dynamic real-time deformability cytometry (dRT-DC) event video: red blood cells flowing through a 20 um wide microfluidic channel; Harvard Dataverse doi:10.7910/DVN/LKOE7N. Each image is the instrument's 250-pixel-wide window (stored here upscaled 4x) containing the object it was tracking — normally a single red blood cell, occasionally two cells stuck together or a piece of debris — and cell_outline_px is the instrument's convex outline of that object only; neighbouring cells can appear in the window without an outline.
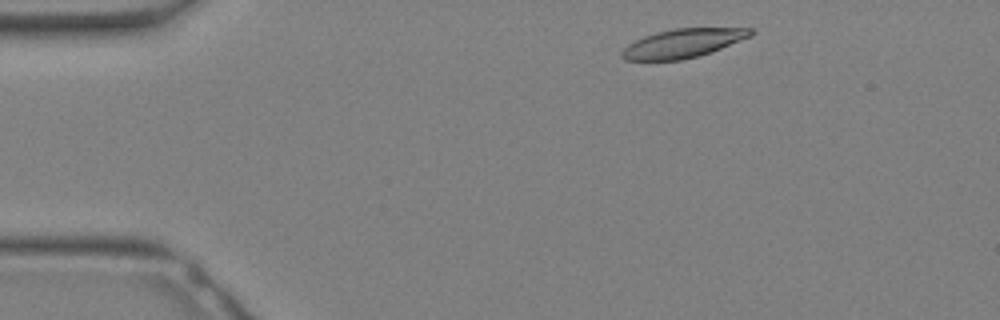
{"species": "Egyptian fruit bat (a non-hibernating species)", "species_latin": "Rousettus aegyptiacus", "temperature_condition": "warm", "stored_images_in_passage": 29, "camera_frame_rate_fps": 3000, "um_per_image_px": 0.085, "animal": {"sex": "female"}, "frame": {"image": 1, "passage_image": 2, "time_ms": 0.333, "image_size_px": [1000, 320], "cell_outline_px": [[756, 32], [752, 36], [712, 52], [700, 56], [680, 60], [624, 60], [620, 56], [620, 52], [628, 44], [644, 36], [656, 32], [672, 28], [752, 28]], "centroid_in_image_um": [58.07, 3.68], "position_along_channel_um": 26.9, "area_um2": 21.85}}
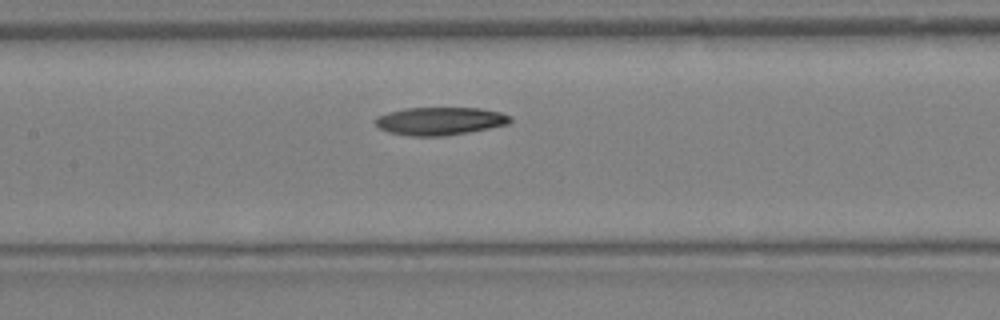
{"frame": {"image": 2, "passage_image": 12, "time_ms": 3.667, "image_size_px": [1000, 320], "cell_outline_px": [[512, 120], [508, 124], [468, 132], [444, 136], [412, 136], [388, 132], [380, 128], [376, 124], [376, 116], [388, 112], [404, 108], [480, 108], [500, 112], [512, 116]], "centroid_in_image_um": [37.4, 10.28], "position_along_channel_um": 170.0, "area_um2": 21.91}}
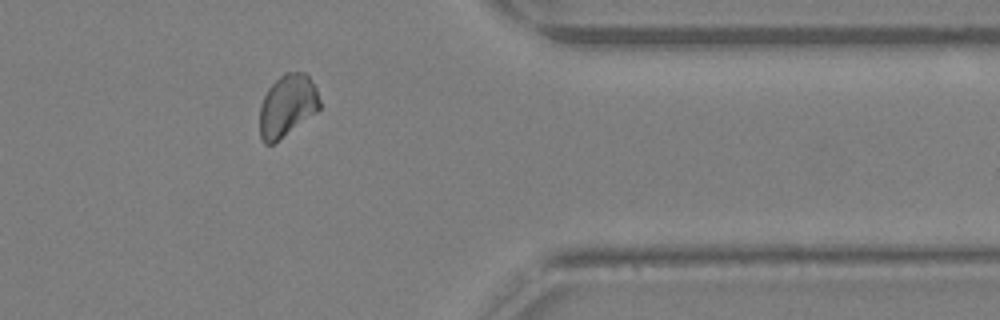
{"frame": {"image": 3, "passage_image": 23, "time_ms": 7.333, "image_size_px": [1000, 320], "cell_outline_px": [[320, 108], [316, 112], [272, 144], [264, 144], [260, 136], [260, 104], [268, 88], [284, 72], [304, 72], [308, 76], [316, 88], [320, 100]], "centroid_in_image_um": [24.4, 8.96], "position_along_channel_um": 387.0, "area_um2": 21.44}}